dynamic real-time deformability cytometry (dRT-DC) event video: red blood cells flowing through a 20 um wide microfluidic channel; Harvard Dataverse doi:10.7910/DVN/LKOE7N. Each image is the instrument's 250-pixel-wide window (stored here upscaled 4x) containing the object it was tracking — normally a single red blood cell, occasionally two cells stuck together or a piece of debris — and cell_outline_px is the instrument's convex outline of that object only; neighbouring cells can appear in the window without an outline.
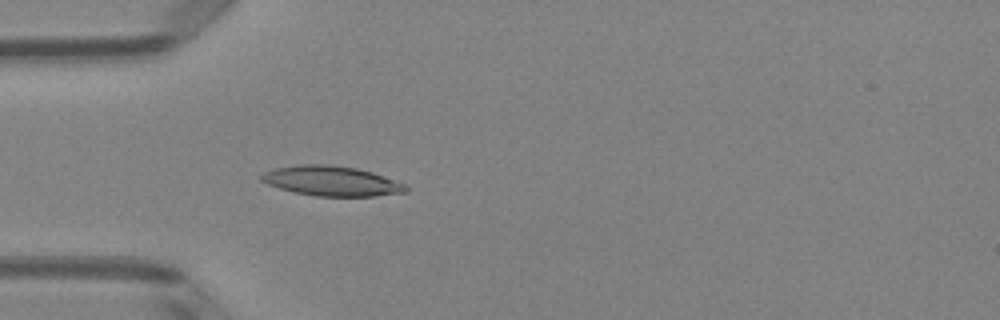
{"species": "Egyptian fruit bat (a non-hibernating species)", "species_latin": "Rousettus aegyptiacus", "temperature_condition": "room temperature", "stored_images_in_passage": 44, "camera_frame_rate_fps": 3000, "um_per_image_px": 0.085, "animal": {"sex": "female"}, "frame": {"image": 1, "passage_image": 8, "time_ms": 2.333, "image_size_px": [1000, 320], "cell_outline_px": [[408, 192], [376, 196], [316, 196], [296, 192], [280, 188], [268, 184], [260, 180], [260, 176], [264, 172], [276, 168], [300, 164], [328, 164], [356, 168], [372, 172], [408, 184]], "centroid_in_image_um": [28.23, 15.38], "position_along_channel_um": 56.8, "area_um2": 25.2}}
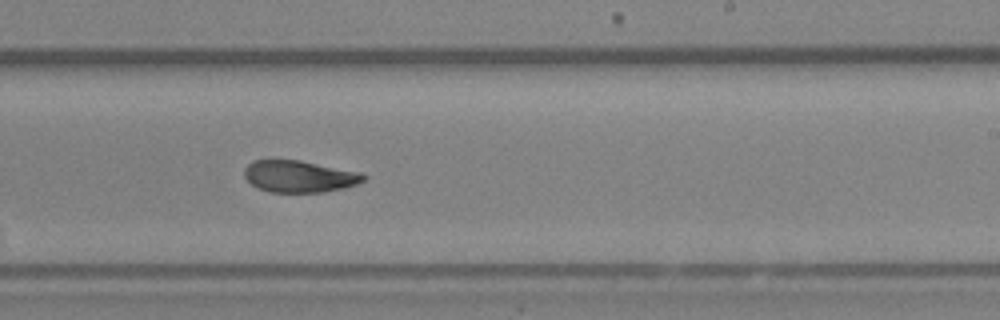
{"frame": {"image": 2, "passage_image": 24, "time_ms": 7.667, "image_size_px": [1000, 320], "cell_outline_px": [[368, 176], [364, 180], [356, 184], [344, 188], [320, 192], [268, 192], [256, 188], [244, 176], [244, 168], [252, 160], [300, 160], [360, 172]], "centroid_in_image_um": [25.42, 14.99], "position_along_channel_um": 263.6, "area_um2": 22.14}}
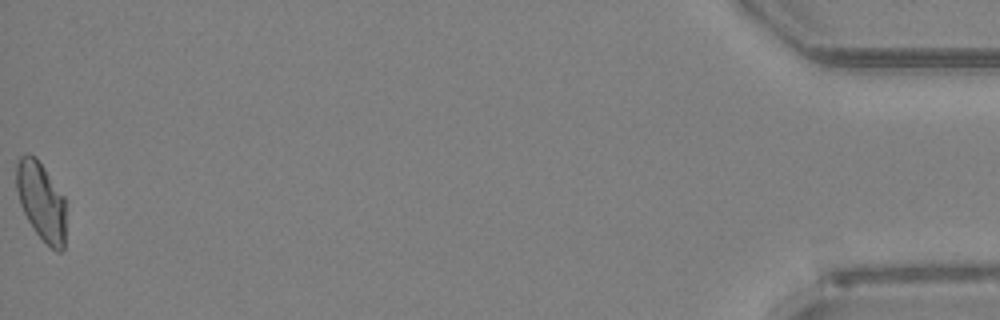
{"frame": {"image": 3, "passage_image": 44, "time_ms": 14.333, "image_size_px": [1000, 320], "cell_outline_px": [[64, 248], [60, 252], [56, 252], [36, 232], [28, 220], [20, 204], [16, 188], [16, 160], [20, 156], [36, 156], [64, 196]], "centroid_in_image_um": [3.49, 17.08], "position_along_channel_um": 431.7, "area_um2": 22.25}, "authors_computed_cell_mechanics": {"area_um2": 23.1489, "velocity_mm_per_s": 3.9947, "shape_relaxation_time_tau1_ms": 8.2355, "shape_relaxation_time_tau2_ms": 3.2709, "deformation_change_tau1": 0.203, "deformation_change_tau2": 0.0794}}